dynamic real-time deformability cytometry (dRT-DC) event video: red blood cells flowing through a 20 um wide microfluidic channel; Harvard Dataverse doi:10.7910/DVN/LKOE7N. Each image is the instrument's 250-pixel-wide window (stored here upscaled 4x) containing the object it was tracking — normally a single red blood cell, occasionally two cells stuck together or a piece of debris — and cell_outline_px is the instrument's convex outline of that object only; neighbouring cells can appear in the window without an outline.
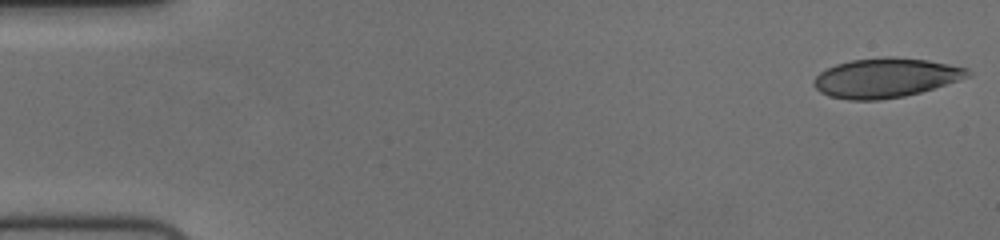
{"species": "human", "species_latin": "Homo sapiens", "temperature_condition": "cold", "stored_images_in_passage": 55, "camera_frame_rate_fps": 3000, "um_per_image_px": 0.085, "donor": {"sex": "female"}, "frame": {"image": 1, "passage_image": 1, "time_ms": 0.0, "image_size_px": [1000, 240], "cell_outline_px": [[972, 76], [920, 92], [904, 96], [880, 100], [848, 100], [828, 96], [820, 92], [812, 84], [816, 76], [820, 72], [836, 64], [852, 60], [884, 56], [892, 56], [928, 60], [968, 68], [972, 72]], "centroid_in_image_um": [75.28, 6.61], "position_along_channel_um": 9.7, "area_um2": 35.49}}
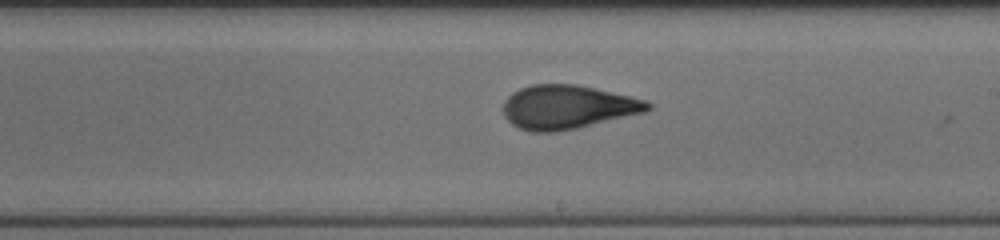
{"frame": {"image": 2, "passage_image": 32, "time_ms": 10.333, "image_size_px": [1000, 240], "cell_outline_px": [[652, 108], [644, 112], [576, 128], [556, 132], [532, 132], [520, 128], [512, 124], [504, 116], [504, 100], [512, 92], [520, 88], [532, 84], [576, 84], [596, 88], [648, 100], [652, 104]], "centroid_in_image_um": [48.24, 9.09], "position_along_channel_um": 240.8, "area_um2": 36.88}}
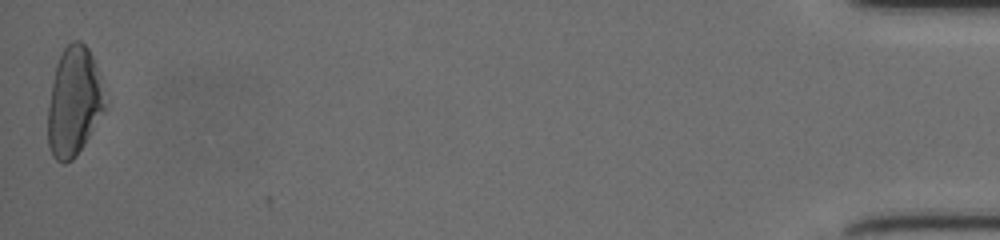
{"frame": {"image": 3, "passage_image": 55, "time_ms": 18.0, "image_size_px": [1000, 240], "cell_outline_px": [[108, 108], [76, 156], [72, 160], [64, 164], [56, 160], [52, 156], [48, 148], [48, 108], [52, 84], [56, 64], [60, 52], [72, 40], [80, 40], [88, 48], [92, 56], [108, 104]], "centroid_in_image_um": [6.3, 8.67], "position_along_channel_um": 428.9, "area_um2": 36.59}, "authors_computed_cell_mechanics": {"area_um2": 36.125, "velocity_mm_per_s": 3.7329, "shape_relaxation_time_tau1_ms": 4.1652, "shape_relaxation_time_tau2_ms": 1.2811, "deformation_change_tau1": 0.1395, "deformation_change_tau2": 0.0575}}